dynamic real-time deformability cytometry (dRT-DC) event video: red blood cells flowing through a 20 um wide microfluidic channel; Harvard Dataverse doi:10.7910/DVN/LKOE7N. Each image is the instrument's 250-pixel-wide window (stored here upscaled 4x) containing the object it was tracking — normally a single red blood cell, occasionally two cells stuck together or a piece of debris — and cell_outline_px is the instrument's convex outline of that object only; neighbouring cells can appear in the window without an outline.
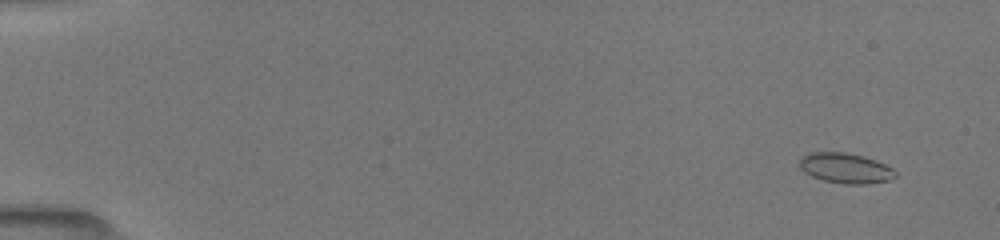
{"species": "common noctule bat (a hibernating species)", "species_latin": "Nyctalus noctula", "temperature_condition": "room temperature", "stored_images_in_passage": 52, "camera_frame_rate_fps": 3000, "um_per_image_px": 0.085, "animal": {"sex": "female", "body_mass_g": 19.5, "forearm_length_mm": 54.1}, "frame": {"image": 1, "passage_image": 4, "time_ms": 1.0, "image_size_px": [1000, 240], "cell_outline_px": [[896, 176], [892, 180], [864, 184], [844, 184], [824, 180], [812, 176], [804, 172], [800, 168], [800, 156], [812, 152], [844, 152], [876, 160], [892, 168], [896, 172]], "centroid_in_image_um": [71.86, 14.3], "position_along_channel_um": 13.1, "area_um2": 16.82}}
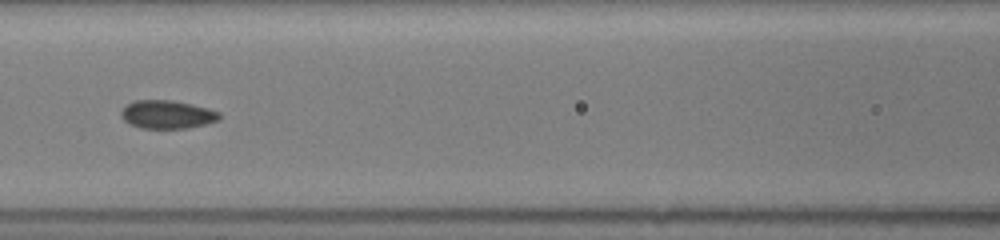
{"frame": {"image": 2, "passage_image": 25, "time_ms": 8.0, "image_size_px": [1000, 240], "cell_outline_px": [[220, 116], [216, 120], [204, 124], [188, 128], [140, 128], [128, 124], [120, 116], [120, 112], [132, 100], [172, 100], [192, 104], [208, 108], [220, 112]], "centroid_in_image_um": [14.17, 9.72], "position_along_channel_um": 152.4, "area_um2": 16.18}}
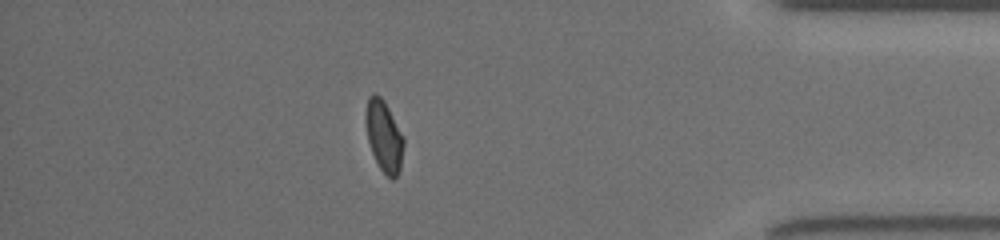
{"frame": {"image": 3, "passage_image": 46, "time_ms": 15.0, "image_size_px": [1000, 240], "cell_outline_px": [[404, 144], [400, 168], [396, 176], [392, 180], [380, 168], [372, 152], [368, 140], [364, 120], [364, 116], [368, 96], [372, 92], [376, 92], [384, 100], [404, 136]], "centroid_in_image_um": [32.62, 11.5], "position_along_channel_um": 402.6, "area_um2": 15.9}, "authors_computed_cell_mechanics": {"area_um2": 16.1262, "velocity_mm_per_s": 4.0482, "shape_relaxation_time_tau1_ms": 4.4613, "shape_relaxation_time_tau2_ms": 0.7102, "deformation_change_tau1": 0.1216, "deformation_change_tau2": 0.0423}}